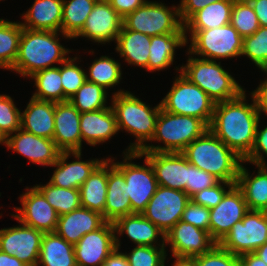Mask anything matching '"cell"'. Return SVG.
Here are the masks:
<instances>
[{"mask_svg": "<svg viewBox=\"0 0 267 266\" xmlns=\"http://www.w3.org/2000/svg\"><path fill=\"white\" fill-rule=\"evenodd\" d=\"M246 90L237 98L215 103L208 129L243 160L250 154L260 114L253 103L246 100Z\"/></svg>", "mask_w": 267, "mask_h": 266, "instance_id": "cell-1", "label": "cell"}, {"mask_svg": "<svg viewBox=\"0 0 267 266\" xmlns=\"http://www.w3.org/2000/svg\"><path fill=\"white\" fill-rule=\"evenodd\" d=\"M59 35L67 40L71 39L62 32L23 28L18 56L10 70L23 78H29L39 70L56 67V64L65 62L72 50L60 43Z\"/></svg>", "mask_w": 267, "mask_h": 266, "instance_id": "cell-2", "label": "cell"}, {"mask_svg": "<svg viewBox=\"0 0 267 266\" xmlns=\"http://www.w3.org/2000/svg\"><path fill=\"white\" fill-rule=\"evenodd\" d=\"M111 102L118 132L125 130L136 138L123 151V154L129 151L140 152L154 136L161 103L152 108L132 92L124 89L113 92Z\"/></svg>", "mask_w": 267, "mask_h": 266, "instance_id": "cell-3", "label": "cell"}, {"mask_svg": "<svg viewBox=\"0 0 267 266\" xmlns=\"http://www.w3.org/2000/svg\"><path fill=\"white\" fill-rule=\"evenodd\" d=\"M188 162L219 181L236 183L243 159L207 129L182 152Z\"/></svg>", "mask_w": 267, "mask_h": 266, "instance_id": "cell-4", "label": "cell"}, {"mask_svg": "<svg viewBox=\"0 0 267 266\" xmlns=\"http://www.w3.org/2000/svg\"><path fill=\"white\" fill-rule=\"evenodd\" d=\"M186 65L176 67L177 72L200 87L215 102L237 98L245 88L222 67L221 62L196 57L187 51Z\"/></svg>", "mask_w": 267, "mask_h": 266, "instance_id": "cell-5", "label": "cell"}, {"mask_svg": "<svg viewBox=\"0 0 267 266\" xmlns=\"http://www.w3.org/2000/svg\"><path fill=\"white\" fill-rule=\"evenodd\" d=\"M207 129L208 126L197 117L177 115L161 108L151 145L147 144L140 152H182ZM152 141L163 143L164 146L153 145Z\"/></svg>", "mask_w": 267, "mask_h": 266, "instance_id": "cell-6", "label": "cell"}, {"mask_svg": "<svg viewBox=\"0 0 267 266\" xmlns=\"http://www.w3.org/2000/svg\"><path fill=\"white\" fill-rule=\"evenodd\" d=\"M160 103L161 108L166 112L197 117L208 127L211 124L215 102L180 72Z\"/></svg>", "mask_w": 267, "mask_h": 266, "instance_id": "cell-7", "label": "cell"}, {"mask_svg": "<svg viewBox=\"0 0 267 266\" xmlns=\"http://www.w3.org/2000/svg\"><path fill=\"white\" fill-rule=\"evenodd\" d=\"M185 34L192 55L214 61L241 57L243 38L230 23L208 30H185Z\"/></svg>", "mask_w": 267, "mask_h": 266, "instance_id": "cell-8", "label": "cell"}, {"mask_svg": "<svg viewBox=\"0 0 267 266\" xmlns=\"http://www.w3.org/2000/svg\"><path fill=\"white\" fill-rule=\"evenodd\" d=\"M123 156L124 160L121 162H114V157L109 159L125 177L127 195L130 198L132 206V214H142L159 185L150 161L141 152L129 151L124 153ZM136 158H145V164L140 165L139 163L135 164V162H132Z\"/></svg>", "mask_w": 267, "mask_h": 266, "instance_id": "cell-9", "label": "cell"}, {"mask_svg": "<svg viewBox=\"0 0 267 266\" xmlns=\"http://www.w3.org/2000/svg\"><path fill=\"white\" fill-rule=\"evenodd\" d=\"M128 30L149 36L178 33L183 27L178 6H166L156 1H146L123 19Z\"/></svg>", "mask_w": 267, "mask_h": 266, "instance_id": "cell-10", "label": "cell"}, {"mask_svg": "<svg viewBox=\"0 0 267 266\" xmlns=\"http://www.w3.org/2000/svg\"><path fill=\"white\" fill-rule=\"evenodd\" d=\"M267 242V221L262 211L249 210L218 243L223 249L240 256L254 252Z\"/></svg>", "mask_w": 267, "mask_h": 266, "instance_id": "cell-11", "label": "cell"}, {"mask_svg": "<svg viewBox=\"0 0 267 266\" xmlns=\"http://www.w3.org/2000/svg\"><path fill=\"white\" fill-rule=\"evenodd\" d=\"M190 197L185 191L159 185L142 215L166 234L179 220Z\"/></svg>", "mask_w": 267, "mask_h": 266, "instance_id": "cell-12", "label": "cell"}, {"mask_svg": "<svg viewBox=\"0 0 267 266\" xmlns=\"http://www.w3.org/2000/svg\"><path fill=\"white\" fill-rule=\"evenodd\" d=\"M25 191L18 197L21 207H14L17 213L11 216L24 225L43 233L55 232L59 218L56 210L35 186L26 187Z\"/></svg>", "mask_w": 267, "mask_h": 266, "instance_id": "cell-13", "label": "cell"}, {"mask_svg": "<svg viewBox=\"0 0 267 266\" xmlns=\"http://www.w3.org/2000/svg\"><path fill=\"white\" fill-rule=\"evenodd\" d=\"M16 225L0 229V251L16 257L28 266H37L43 232L33 227Z\"/></svg>", "mask_w": 267, "mask_h": 266, "instance_id": "cell-14", "label": "cell"}, {"mask_svg": "<svg viewBox=\"0 0 267 266\" xmlns=\"http://www.w3.org/2000/svg\"><path fill=\"white\" fill-rule=\"evenodd\" d=\"M216 244L208 231L182 220L165 234V246L170 247L173 258H193L208 252Z\"/></svg>", "mask_w": 267, "mask_h": 266, "instance_id": "cell-15", "label": "cell"}, {"mask_svg": "<svg viewBox=\"0 0 267 266\" xmlns=\"http://www.w3.org/2000/svg\"><path fill=\"white\" fill-rule=\"evenodd\" d=\"M249 211L241 189L234 184L224 195L221 202L210 209L209 234L219 243L231 227Z\"/></svg>", "mask_w": 267, "mask_h": 266, "instance_id": "cell-16", "label": "cell"}, {"mask_svg": "<svg viewBox=\"0 0 267 266\" xmlns=\"http://www.w3.org/2000/svg\"><path fill=\"white\" fill-rule=\"evenodd\" d=\"M116 249L113 223L84 235L75 245L77 266H104L106 259Z\"/></svg>", "mask_w": 267, "mask_h": 266, "instance_id": "cell-17", "label": "cell"}, {"mask_svg": "<svg viewBox=\"0 0 267 266\" xmlns=\"http://www.w3.org/2000/svg\"><path fill=\"white\" fill-rule=\"evenodd\" d=\"M123 26V18L109 2L97 1L85 21L81 32L74 38L85 37L94 43L106 44L116 41Z\"/></svg>", "mask_w": 267, "mask_h": 266, "instance_id": "cell-18", "label": "cell"}, {"mask_svg": "<svg viewBox=\"0 0 267 266\" xmlns=\"http://www.w3.org/2000/svg\"><path fill=\"white\" fill-rule=\"evenodd\" d=\"M7 149L23 155L32 164L52 166L60 154L53 139L39 137L21 128L5 139Z\"/></svg>", "mask_w": 267, "mask_h": 266, "instance_id": "cell-19", "label": "cell"}, {"mask_svg": "<svg viewBox=\"0 0 267 266\" xmlns=\"http://www.w3.org/2000/svg\"><path fill=\"white\" fill-rule=\"evenodd\" d=\"M81 153V151L60 152L57 161L51 166L56 169L49 183L60 188L80 189L84 181L105 160L95 158L83 161ZM71 155L75 160L68 162Z\"/></svg>", "mask_w": 267, "mask_h": 266, "instance_id": "cell-20", "label": "cell"}, {"mask_svg": "<svg viewBox=\"0 0 267 266\" xmlns=\"http://www.w3.org/2000/svg\"><path fill=\"white\" fill-rule=\"evenodd\" d=\"M154 170L158 185L184 191L188 182V160L181 152H141Z\"/></svg>", "mask_w": 267, "mask_h": 266, "instance_id": "cell-21", "label": "cell"}, {"mask_svg": "<svg viewBox=\"0 0 267 266\" xmlns=\"http://www.w3.org/2000/svg\"><path fill=\"white\" fill-rule=\"evenodd\" d=\"M80 115L69 100L55 103L53 141L61 152H82Z\"/></svg>", "mask_w": 267, "mask_h": 266, "instance_id": "cell-22", "label": "cell"}, {"mask_svg": "<svg viewBox=\"0 0 267 266\" xmlns=\"http://www.w3.org/2000/svg\"><path fill=\"white\" fill-rule=\"evenodd\" d=\"M113 225L116 249L121 248L119 236L123 234H126L136 246H165V234L142 214L126 215L117 219Z\"/></svg>", "mask_w": 267, "mask_h": 266, "instance_id": "cell-23", "label": "cell"}, {"mask_svg": "<svg viewBox=\"0 0 267 266\" xmlns=\"http://www.w3.org/2000/svg\"><path fill=\"white\" fill-rule=\"evenodd\" d=\"M132 214V206L127 195V185L123 173L107 157V194L104 208L106 222Z\"/></svg>", "mask_w": 267, "mask_h": 266, "instance_id": "cell-24", "label": "cell"}, {"mask_svg": "<svg viewBox=\"0 0 267 266\" xmlns=\"http://www.w3.org/2000/svg\"><path fill=\"white\" fill-rule=\"evenodd\" d=\"M105 223L103 215L99 212L79 207L59 216L55 232L75 245L84 235L101 228Z\"/></svg>", "mask_w": 267, "mask_h": 266, "instance_id": "cell-25", "label": "cell"}, {"mask_svg": "<svg viewBox=\"0 0 267 266\" xmlns=\"http://www.w3.org/2000/svg\"><path fill=\"white\" fill-rule=\"evenodd\" d=\"M80 131L82 142L96 146L112 139L118 134L116 117L112 107L93 112H84L80 115Z\"/></svg>", "mask_w": 267, "mask_h": 266, "instance_id": "cell-26", "label": "cell"}, {"mask_svg": "<svg viewBox=\"0 0 267 266\" xmlns=\"http://www.w3.org/2000/svg\"><path fill=\"white\" fill-rule=\"evenodd\" d=\"M55 103L31 97L21 112V129L39 137L53 139Z\"/></svg>", "mask_w": 267, "mask_h": 266, "instance_id": "cell-27", "label": "cell"}, {"mask_svg": "<svg viewBox=\"0 0 267 266\" xmlns=\"http://www.w3.org/2000/svg\"><path fill=\"white\" fill-rule=\"evenodd\" d=\"M63 0H35L22 14L23 28L61 32Z\"/></svg>", "mask_w": 267, "mask_h": 266, "instance_id": "cell-28", "label": "cell"}, {"mask_svg": "<svg viewBox=\"0 0 267 266\" xmlns=\"http://www.w3.org/2000/svg\"><path fill=\"white\" fill-rule=\"evenodd\" d=\"M189 44L184 27L178 33L151 36L147 71L168 69L174 62L175 50Z\"/></svg>", "mask_w": 267, "mask_h": 266, "instance_id": "cell-29", "label": "cell"}, {"mask_svg": "<svg viewBox=\"0 0 267 266\" xmlns=\"http://www.w3.org/2000/svg\"><path fill=\"white\" fill-rule=\"evenodd\" d=\"M242 162L236 185L241 189L249 210L262 211L267 207V165H256L257 174L248 172ZM251 174V175H250Z\"/></svg>", "mask_w": 267, "mask_h": 266, "instance_id": "cell-30", "label": "cell"}, {"mask_svg": "<svg viewBox=\"0 0 267 266\" xmlns=\"http://www.w3.org/2000/svg\"><path fill=\"white\" fill-rule=\"evenodd\" d=\"M115 43V50L120 58H124L129 65H135L147 71L151 36L128 30L123 25Z\"/></svg>", "mask_w": 267, "mask_h": 266, "instance_id": "cell-31", "label": "cell"}, {"mask_svg": "<svg viewBox=\"0 0 267 266\" xmlns=\"http://www.w3.org/2000/svg\"><path fill=\"white\" fill-rule=\"evenodd\" d=\"M77 266L74 245L56 232L44 233L37 266Z\"/></svg>", "mask_w": 267, "mask_h": 266, "instance_id": "cell-32", "label": "cell"}, {"mask_svg": "<svg viewBox=\"0 0 267 266\" xmlns=\"http://www.w3.org/2000/svg\"><path fill=\"white\" fill-rule=\"evenodd\" d=\"M81 207L99 212L104 217L107 194V158L80 186Z\"/></svg>", "mask_w": 267, "mask_h": 266, "instance_id": "cell-33", "label": "cell"}, {"mask_svg": "<svg viewBox=\"0 0 267 266\" xmlns=\"http://www.w3.org/2000/svg\"><path fill=\"white\" fill-rule=\"evenodd\" d=\"M233 4L234 0H222L207 5L184 23V30H208L229 24Z\"/></svg>", "mask_w": 267, "mask_h": 266, "instance_id": "cell-34", "label": "cell"}, {"mask_svg": "<svg viewBox=\"0 0 267 266\" xmlns=\"http://www.w3.org/2000/svg\"><path fill=\"white\" fill-rule=\"evenodd\" d=\"M98 0H63L61 32L74 39Z\"/></svg>", "mask_w": 267, "mask_h": 266, "instance_id": "cell-35", "label": "cell"}, {"mask_svg": "<svg viewBox=\"0 0 267 266\" xmlns=\"http://www.w3.org/2000/svg\"><path fill=\"white\" fill-rule=\"evenodd\" d=\"M29 78L34 80L36 91L33 98L51 102H64V91L61 82L60 66L42 69Z\"/></svg>", "mask_w": 267, "mask_h": 266, "instance_id": "cell-36", "label": "cell"}, {"mask_svg": "<svg viewBox=\"0 0 267 266\" xmlns=\"http://www.w3.org/2000/svg\"><path fill=\"white\" fill-rule=\"evenodd\" d=\"M22 29L20 21L0 18V68L9 71L13 67L18 56Z\"/></svg>", "mask_w": 267, "mask_h": 266, "instance_id": "cell-37", "label": "cell"}, {"mask_svg": "<svg viewBox=\"0 0 267 266\" xmlns=\"http://www.w3.org/2000/svg\"><path fill=\"white\" fill-rule=\"evenodd\" d=\"M88 67L86 80L96 83L107 91L111 87H116L122 80L121 63L110 56L102 55L100 58L94 59L91 66Z\"/></svg>", "mask_w": 267, "mask_h": 266, "instance_id": "cell-38", "label": "cell"}, {"mask_svg": "<svg viewBox=\"0 0 267 266\" xmlns=\"http://www.w3.org/2000/svg\"><path fill=\"white\" fill-rule=\"evenodd\" d=\"M35 187L43 194L59 216L81 207L79 189L60 188L49 182L44 185L36 184Z\"/></svg>", "mask_w": 267, "mask_h": 266, "instance_id": "cell-39", "label": "cell"}, {"mask_svg": "<svg viewBox=\"0 0 267 266\" xmlns=\"http://www.w3.org/2000/svg\"><path fill=\"white\" fill-rule=\"evenodd\" d=\"M108 93L103 87L86 80L77 92L69 98V102L80 113L93 112L109 107L107 106Z\"/></svg>", "mask_w": 267, "mask_h": 266, "instance_id": "cell-40", "label": "cell"}, {"mask_svg": "<svg viewBox=\"0 0 267 266\" xmlns=\"http://www.w3.org/2000/svg\"><path fill=\"white\" fill-rule=\"evenodd\" d=\"M230 24L242 38L254 34L260 27L250 2L246 0H234Z\"/></svg>", "mask_w": 267, "mask_h": 266, "instance_id": "cell-41", "label": "cell"}, {"mask_svg": "<svg viewBox=\"0 0 267 266\" xmlns=\"http://www.w3.org/2000/svg\"><path fill=\"white\" fill-rule=\"evenodd\" d=\"M241 56L249 58L261 71L267 70V27H259L243 38Z\"/></svg>", "mask_w": 267, "mask_h": 266, "instance_id": "cell-42", "label": "cell"}, {"mask_svg": "<svg viewBox=\"0 0 267 266\" xmlns=\"http://www.w3.org/2000/svg\"><path fill=\"white\" fill-rule=\"evenodd\" d=\"M79 57H69L65 62L60 65L61 84L64 91V101L74 95L77 90L86 81L85 69L78 66L77 60Z\"/></svg>", "mask_w": 267, "mask_h": 266, "instance_id": "cell-43", "label": "cell"}, {"mask_svg": "<svg viewBox=\"0 0 267 266\" xmlns=\"http://www.w3.org/2000/svg\"><path fill=\"white\" fill-rule=\"evenodd\" d=\"M165 247L138 245L124 255L130 266H165L167 257Z\"/></svg>", "mask_w": 267, "mask_h": 266, "instance_id": "cell-44", "label": "cell"}, {"mask_svg": "<svg viewBox=\"0 0 267 266\" xmlns=\"http://www.w3.org/2000/svg\"><path fill=\"white\" fill-rule=\"evenodd\" d=\"M21 128V109L6 94H0V135L6 139Z\"/></svg>", "mask_w": 267, "mask_h": 266, "instance_id": "cell-45", "label": "cell"}, {"mask_svg": "<svg viewBox=\"0 0 267 266\" xmlns=\"http://www.w3.org/2000/svg\"><path fill=\"white\" fill-rule=\"evenodd\" d=\"M192 259L197 266H240L239 256L223 249L218 243L208 252Z\"/></svg>", "mask_w": 267, "mask_h": 266, "instance_id": "cell-46", "label": "cell"}, {"mask_svg": "<svg viewBox=\"0 0 267 266\" xmlns=\"http://www.w3.org/2000/svg\"><path fill=\"white\" fill-rule=\"evenodd\" d=\"M236 183H227L219 181L211 188H205L190 197V200L198 205L206 208H213L217 206L223 199L225 193ZM226 188H228L226 190Z\"/></svg>", "mask_w": 267, "mask_h": 266, "instance_id": "cell-47", "label": "cell"}, {"mask_svg": "<svg viewBox=\"0 0 267 266\" xmlns=\"http://www.w3.org/2000/svg\"><path fill=\"white\" fill-rule=\"evenodd\" d=\"M219 182L217 178L206 171L200 170L188 162V182L184 190L189 197L205 188H211Z\"/></svg>", "mask_w": 267, "mask_h": 266, "instance_id": "cell-48", "label": "cell"}, {"mask_svg": "<svg viewBox=\"0 0 267 266\" xmlns=\"http://www.w3.org/2000/svg\"><path fill=\"white\" fill-rule=\"evenodd\" d=\"M259 120L256 128L255 142L250 154L243 160L253 165H267V125L260 129Z\"/></svg>", "mask_w": 267, "mask_h": 266, "instance_id": "cell-49", "label": "cell"}, {"mask_svg": "<svg viewBox=\"0 0 267 266\" xmlns=\"http://www.w3.org/2000/svg\"><path fill=\"white\" fill-rule=\"evenodd\" d=\"M181 220L209 232L210 209L190 200L185 206Z\"/></svg>", "mask_w": 267, "mask_h": 266, "instance_id": "cell-50", "label": "cell"}, {"mask_svg": "<svg viewBox=\"0 0 267 266\" xmlns=\"http://www.w3.org/2000/svg\"><path fill=\"white\" fill-rule=\"evenodd\" d=\"M222 0H181L179 7V15L184 24L194 13L204 9L207 5Z\"/></svg>", "mask_w": 267, "mask_h": 266, "instance_id": "cell-51", "label": "cell"}, {"mask_svg": "<svg viewBox=\"0 0 267 266\" xmlns=\"http://www.w3.org/2000/svg\"><path fill=\"white\" fill-rule=\"evenodd\" d=\"M262 72L267 75V70ZM250 95L254 99L256 109L260 116L263 113L267 116V78L261 80L258 87Z\"/></svg>", "mask_w": 267, "mask_h": 266, "instance_id": "cell-52", "label": "cell"}, {"mask_svg": "<svg viewBox=\"0 0 267 266\" xmlns=\"http://www.w3.org/2000/svg\"><path fill=\"white\" fill-rule=\"evenodd\" d=\"M147 0H110L112 8L124 19Z\"/></svg>", "mask_w": 267, "mask_h": 266, "instance_id": "cell-53", "label": "cell"}, {"mask_svg": "<svg viewBox=\"0 0 267 266\" xmlns=\"http://www.w3.org/2000/svg\"><path fill=\"white\" fill-rule=\"evenodd\" d=\"M260 27H267V0H249Z\"/></svg>", "mask_w": 267, "mask_h": 266, "instance_id": "cell-54", "label": "cell"}, {"mask_svg": "<svg viewBox=\"0 0 267 266\" xmlns=\"http://www.w3.org/2000/svg\"><path fill=\"white\" fill-rule=\"evenodd\" d=\"M104 266H130L126 256L119 249H115L106 259Z\"/></svg>", "mask_w": 267, "mask_h": 266, "instance_id": "cell-55", "label": "cell"}, {"mask_svg": "<svg viewBox=\"0 0 267 266\" xmlns=\"http://www.w3.org/2000/svg\"><path fill=\"white\" fill-rule=\"evenodd\" d=\"M240 266H267L254 252L244 253L239 256Z\"/></svg>", "mask_w": 267, "mask_h": 266, "instance_id": "cell-56", "label": "cell"}, {"mask_svg": "<svg viewBox=\"0 0 267 266\" xmlns=\"http://www.w3.org/2000/svg\"><path fill=\"white\" fill-rule=\"evenodd\" d=\"M0 266H28L16 257L0 251Z\"/></svg>", "mask_w": 267, "mask_h": 266, "instance_id": "cell-57", "label": "cell"}, {"mask_svg": "<svg viewBox=\"0 0 267 266\" xmlns=\"http://www.w3.org/2000/svg\"><path fill=\"white\" fill-rule=\"evenodd\" d=\"M172 266H197L196 262L192 258H175Z\"/></svg>", "mask_w": 267, "mask_h": 266, "instance_id": "cell-58", "label": "cell"}, {"mask_svg": "<svg viewBox=\"0 0 267 266\" xmlns=\"http://www.w3.org/2000/svg\"><path fill=\"white\" fill-rule=\"evenodd\" d=\"M256 255H258L263 262L267 264V242L254 251Z\"/></svg>", "mask_w": 267, "mask_h": 266, "instance_id": "cell-59", "label": "cell"}, {"mask_svg": "<svg viewBox=\"0 0 267 266\" xmlns=\"http://www.w3.org/2000/svg\"><path fill=\"white\" fill-rule=\"evenodd\" d=\"M262 212H263V214H264V216H265V218H266V221H267V207L264 208V209L262 210Z\"/></svg>", "mask_w": 267, "mask_h": 266, "instance_id": "cell-60", "label": "cell"}, {"mask_svg": "<svg viewBox=\"0 0 267 266\" xmlns=\"http://www.w3.org/2000/svg\"><path fill=\"white\" fill-rule=\"evenodd\" d=\"M0 144L4 145L5 144V139L0 135Z\"/></svg>", "mask_w": 267, "mask_h": 266, "instance_id": "cell-61", "label": "cell"}, {"mask_svg": "<svg viewBox=\"0 0 267 266\" xmlns=\"http://www.w3.org/2000/svg\"><path fill=\"white\" fill-rule=\"evenodd\" d=\"M99 1L109 2L110 0H99Z\"/></svg>", "mask_w": 267, "mask_h": 266, "instance_id": "cell-62", "label": "cell"}]
</instances>
